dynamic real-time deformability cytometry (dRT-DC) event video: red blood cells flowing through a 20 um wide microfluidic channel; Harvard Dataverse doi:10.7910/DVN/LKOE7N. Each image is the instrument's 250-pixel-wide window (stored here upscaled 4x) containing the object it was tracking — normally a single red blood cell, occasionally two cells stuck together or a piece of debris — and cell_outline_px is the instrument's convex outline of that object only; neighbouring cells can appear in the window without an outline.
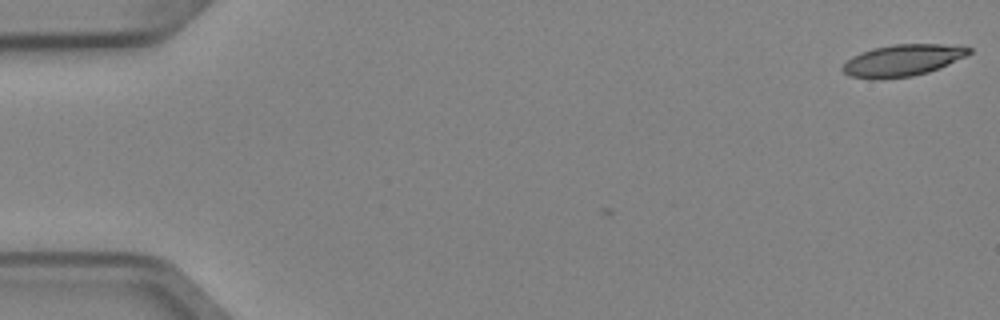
{"species": "Egyptian fruit bat (a non-hibernating species)", "species_latin": "Rousettus aegyptiacus", "temperature_condition": "cold", "stored_images_in_passage": 7, "segment_of_instrument_passage": [2, 2], "camera_frame_rate_fps": 3000, "um_per_image_px": 0.085, "animal": {"sex": "female"}, "frame": {"image": 1, "passage_image": 7, "time_ms": 2.0, "image_size_px": [1000, 320], "cell_outline_px": [[972, 52], [940, 68], [928, 72], [912, 76], [872, 80], [848, 76], [840, 68], [852, 56], [860, 52], [872, 48], [892, 44], [960, 44], [972, 48]], "centroid_in_image_um": [76.71, 5.12], "position_along_channel_um": 8.3, "area_um2": 23.64}}